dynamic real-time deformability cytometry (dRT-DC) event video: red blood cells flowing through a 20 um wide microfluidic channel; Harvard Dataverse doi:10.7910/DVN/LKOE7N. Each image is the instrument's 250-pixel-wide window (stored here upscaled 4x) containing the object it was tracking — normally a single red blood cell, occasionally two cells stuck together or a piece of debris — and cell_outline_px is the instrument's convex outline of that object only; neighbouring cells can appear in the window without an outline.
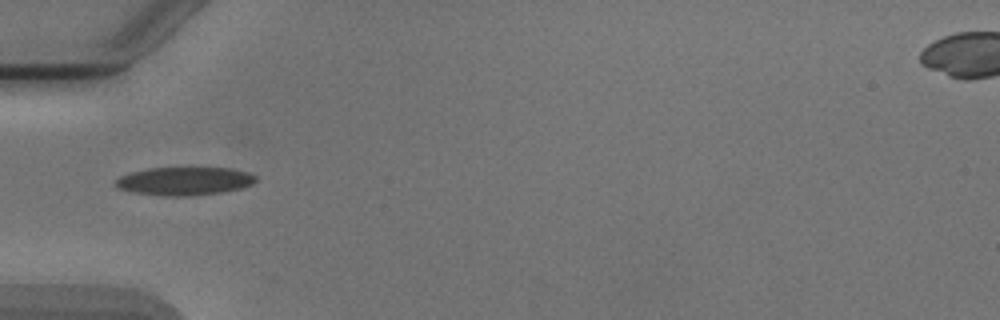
{"species": "Egyptian fruit bat (a non-hibernating species)", "species_latin": "Rousettus aegyptiacus", "temperature_condition": "cold", "stored_images_in_passage": 7, "camera_frame_rate_fps": 3000, "um_per_image_px": 0.085, "animal": {"sex": "male"}, "frame": {"image": 1, "passage_image": 5, "time_ms": 4.667, "image_size_px": [1000, 320], "cell_outline_px": [[256, 180], [252, 184], [240, 188], [220, 192], [192, 196], [160, 196], [132, 192], [116, 188], [112, 184], [120, 176], [128, 172], [148, 168], [232, 168], [248, 172], [256, 176]], "centroid_in_image_um": [15.61, 15.39], "position_along_channel_um": 69.4, "area_um2": 23.29}}
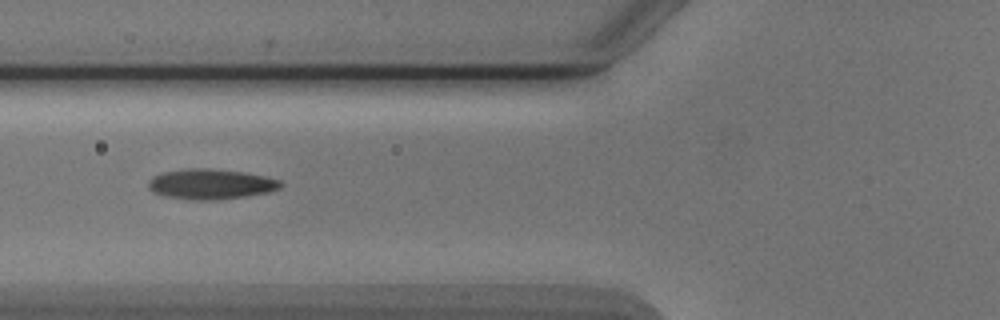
{"frame": {"image": 2, "passage_image": 6, "time_ms": 5.667, "image_size_px": [1000, 320], "cell_outline_px": [[284, 184], [280, 188], [268, 192], [244, 196], [212, 200], [192, 200], [168, 196], [156, 192], [148, 188], [148, 180], [152, 176], [164, 172], [188, 168], [212, 168], [244, 172], [264, 176], [280, 180]], "centroid_in_image_um": [17.93, 15.63], "position_along_channel_um": 107.9, "area_um2": 23.18}}
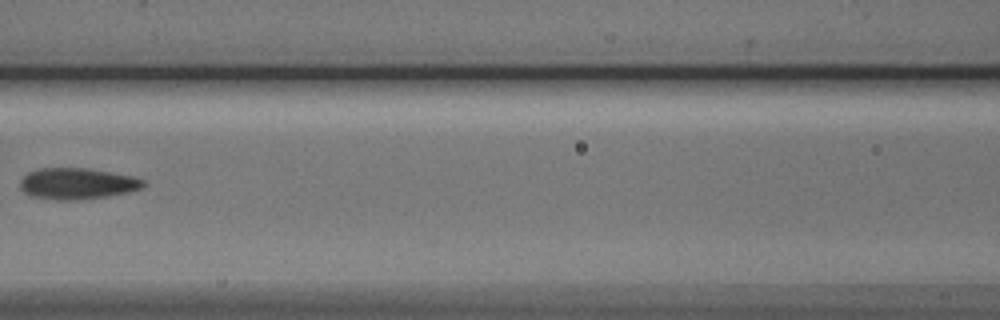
{"frame": {"image": 3, "passage_image": 7, "time_ms": 7.0, "image_size_px": [1000, 320], "cell_outline_px": [[144, 188], [128, 192], [108, 196], [76, 200], [56, 200], [28, 196], [20, 188], [20, 180], [28, 172], [36, 168], [88, 168], [132, 176], [144, 180]], "centroid_in_image_um": [6.53, 15.61], "position_along_channel_um": 160.1, "area_um2": 22.6}}